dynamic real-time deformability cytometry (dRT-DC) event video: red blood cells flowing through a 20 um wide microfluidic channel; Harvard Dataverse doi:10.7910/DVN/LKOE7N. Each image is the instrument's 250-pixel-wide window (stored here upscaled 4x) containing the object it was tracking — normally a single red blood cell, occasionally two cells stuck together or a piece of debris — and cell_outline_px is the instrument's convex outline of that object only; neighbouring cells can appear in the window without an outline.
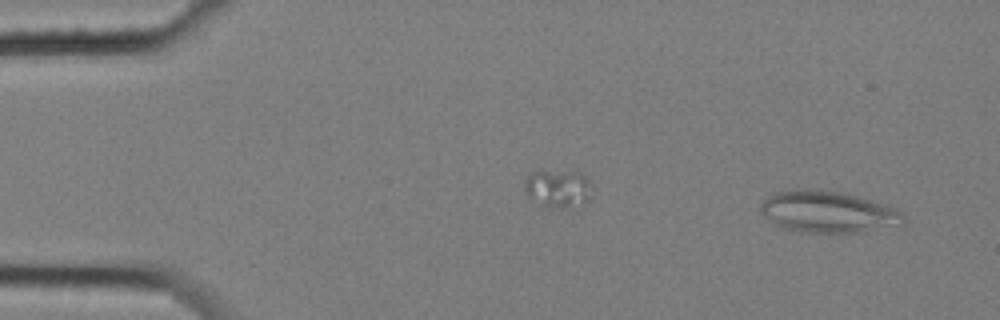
{"species": "common noctule bat (a hibernating species)", "species_latin": "Nyctalus noctula", "temperature_condition": "cold", "stored_images_in_passage": 5, "segment_of_instrument_passage": [2, 2], "camera_frame_rate_fps": 3000, "um_per_image_px": 0.085, "animal": {"sex": "female", "body_mass_g": 25.1}, "frame": {"image": 1, "passage_image": 5, "time_ms": 1.333, "image_size_px": [1000, 320], "cell_outline_px": [[908, 220], [904, 224], [864, 232], [808, 232], [784, 228], [776, 224], [764, 216], [760, 212], [760, 204], [772, 192], [796, 188], [820, 188], [840, 192], [888, 204], [896, 208]], "centroid_in_image_um": [70.39, 17.98], "position_along_channel_um": 14.6, "area_um2": 35.08}}